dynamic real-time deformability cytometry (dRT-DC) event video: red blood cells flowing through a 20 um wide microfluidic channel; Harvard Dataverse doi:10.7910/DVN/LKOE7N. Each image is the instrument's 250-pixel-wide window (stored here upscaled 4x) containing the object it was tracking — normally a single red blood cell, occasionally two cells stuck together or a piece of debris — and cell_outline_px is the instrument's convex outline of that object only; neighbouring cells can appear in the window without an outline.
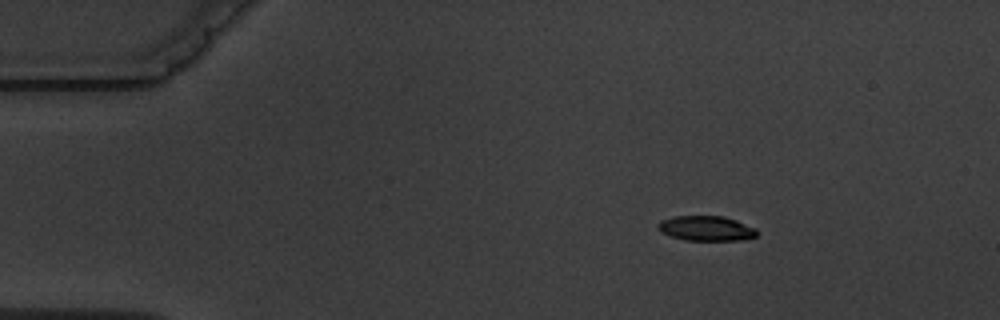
{"species": "common noctule bat (a hibernating species)", "species_latin": "Nyctalus noctula", "temperature_condition": "warm", "stored_images_in_passage": 4, "camera_frame_rate_fps": 3000, "um_per_image_px": 0.085, "animal": {"sex": "male", "body_mass_g": 19.5, "forearm_length_mm": 54.6}, "frame": {"image": 1, "passage_image": 1, "time_ms": 0.0, "image_size_px": [1000, 320], "cell_outline_px": [[756, 236], [740, 240], [684, 240], [668, 236], [660, 232], [656, 228], [656, 224], [660, 220], [672, 216], [724, 216], [736, 220], [756, 228]], "centroid_in_image_um": [59.94, 19.4], "position_along_channel_um": 25.1, "area_um2": 14.57}}
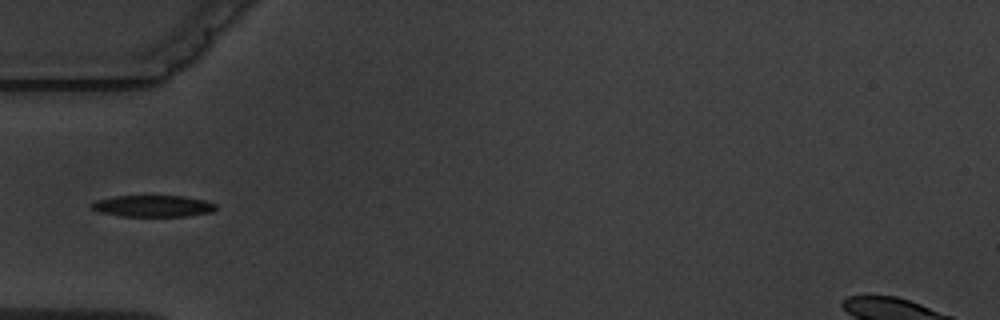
{"frame": {"image": 2, "passage_image": 4, "time_ms": 3.333, "image_size_px": [1000, 320], "cell_outline_px": [[216, 208], [212, 212], [184, 216], [124, 216], [100, 212], [92, 208], [88, 204], [96, 200], [112, 196], [184, 196], [204, 200], [216, 204]], "centroid_in_image_um": [12.98, 17.5], "position_along_channel_um": 72.0, "area_um2": 15.55}}